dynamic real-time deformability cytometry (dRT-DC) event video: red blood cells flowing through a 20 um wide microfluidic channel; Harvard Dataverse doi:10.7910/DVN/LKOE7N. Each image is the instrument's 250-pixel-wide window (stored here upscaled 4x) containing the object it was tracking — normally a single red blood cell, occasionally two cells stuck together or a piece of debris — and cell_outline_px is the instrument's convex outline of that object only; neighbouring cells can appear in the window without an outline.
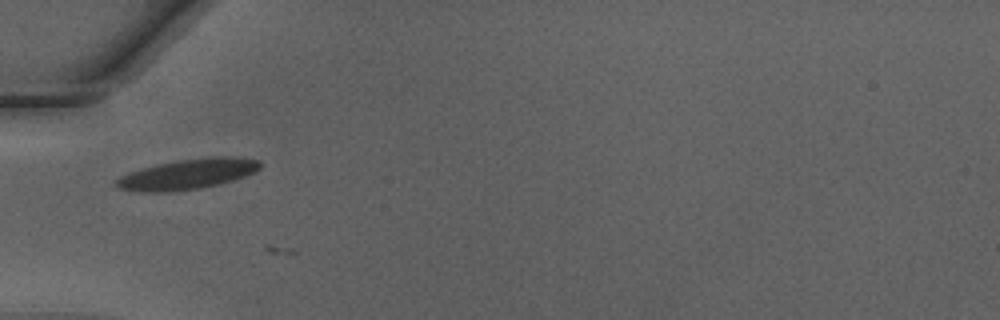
{"species": "Egyptian fruit bat (a non-hibernating species)", "species_latin": "Rousettus aegyptiacus", "temperature_condition": "warm", "stored_images_in_passage": 13, "camera_frame_rate_fps": 3000, "um_per_image_px": 0.085, "animal": {"sex": "male"}, "frame": {"image": 1, "passage_image": 5, "time_ms": 1.333, "image_size_px": [1000, 320], "cell_outline_px": [[264, 164], [260, 168], [244, 176], [220, 184], [200, 188], [168, 192], [140, 192], [120, 188], [112, 184], [112, 180], [120, 176], [144, 168], [160, 164], [180, 160], [212, 156], [232, 156], [260, 160]], "centroid_in_image_um": [15.95, 14.8], "position_along_channel_um": 69.0, "area_um2": 25.32}}
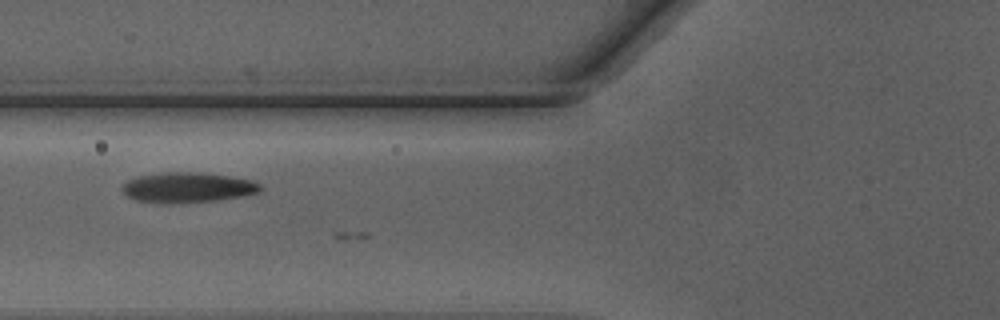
{"frame": {"image": 2, "passage_image": 8, "time_ms": 2.333, "image_size_px": [1000, 320], "cell_outline_px": [[264, 188], [260, 192], [244, 196], [216, 200], [180, 204], [160, 204], [136, 200], [128, 196], [120, 188], [128, 180], [136, 176], [164, 172], [196, 172], [228, 176], [252, 180], [260, 184]], "centroid_in_image_um": [15.95, 15.95], "position_along_channel_um": 109.9, "area_um2": 24.68}}
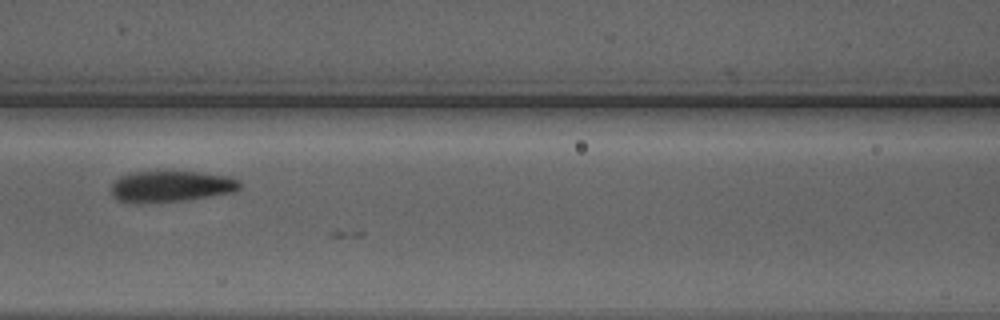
{"frame": {"image": 3, "passage_image": 11, "time_ms": 3.333, "image_size_px": [1000, 320], "cell_outline_px": [[240, 188], [236, 192], [184, 200], [136, 204], [132, 204], [116, 200], [112, 196], [112, 184], [120, 176], [132, 172], [200, 172], [232, 176], [240, 184]], "centroid_in_image_um": [14.51, 15.86], "position_along_channel_um": 152.1, "area_um2": 23.52}}